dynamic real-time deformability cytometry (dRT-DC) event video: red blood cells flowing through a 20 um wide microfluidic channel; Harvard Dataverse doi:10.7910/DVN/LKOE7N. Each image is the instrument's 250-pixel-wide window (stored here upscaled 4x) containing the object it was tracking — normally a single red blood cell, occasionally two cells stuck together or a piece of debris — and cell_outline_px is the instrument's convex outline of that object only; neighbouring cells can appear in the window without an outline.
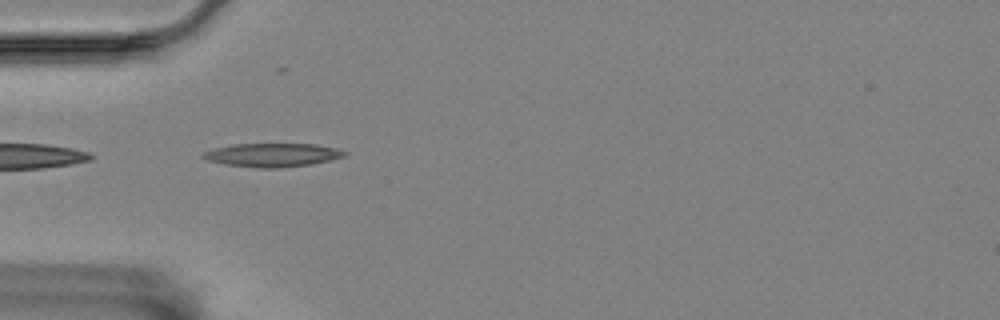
{"species": "Egyptian fruit bat (a non-hibernating species)", "species_latin": "Rousettus aegyptiacus", "temperature_condition": "room temperature", "stored_images_in_passage": 2, "camera_frame_rate_fps": 3000, "um_per_image_px": 0.085, "animal": {"sex": "female"}, "frame": {"image": 1, "passage_image": 2, "time_ms": 0.333, "image_size_px": [1000, 320], "cell_outline_px": [[348, 152], [344, 156], [328, 160], [308, 164], [276, 168], [260, 168], [224, 164], [208, 160], [200, 156], [204, 152], [216, 148], [232, 144], [316, 144], [336, 148]], "centroid_in_image_um": [23.13, 13.16], "position_along_channel_um": 61.9, "area_um2": 19.13}}